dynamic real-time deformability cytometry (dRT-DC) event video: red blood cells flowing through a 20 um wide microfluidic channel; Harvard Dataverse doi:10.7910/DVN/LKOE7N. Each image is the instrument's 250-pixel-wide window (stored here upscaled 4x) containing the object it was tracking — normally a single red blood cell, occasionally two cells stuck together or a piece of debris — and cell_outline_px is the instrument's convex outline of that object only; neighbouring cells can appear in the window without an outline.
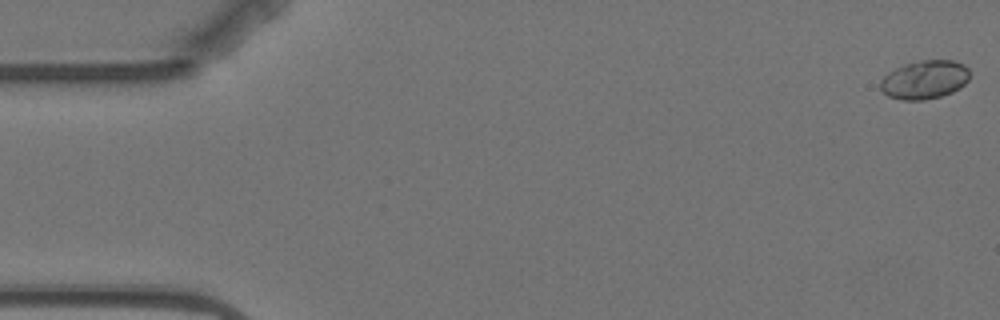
{"species": "Egyptian fruit bat (a non-hibernating species)", "species_latin": "Rousettus aegyptiacus", "temperature_condition": "warm", "stored_images_in_passage": 10, "camera_frame_rate_fps": 3000, "um_per_image_px": 0.085, "animal": {"sex": "female"}, "frame": {"image": 1, "passage_image": 1, "time_ms": 0.0, "image_size_px": [1000, 320], "cell_outline_px": [[968, 80], [960, 88], [952, 92], [940, 96], [924, 100], [900, 100], [888, 96], [880, 88], [880, 80], [888, 72], [904, 64], [920, 60], [952, 60], [964, 64], [968, 68]], "centroid_in_image_um": [78.58, 6.77], "position_along_channel_um": 6.4, "area_um2": 20.11}}
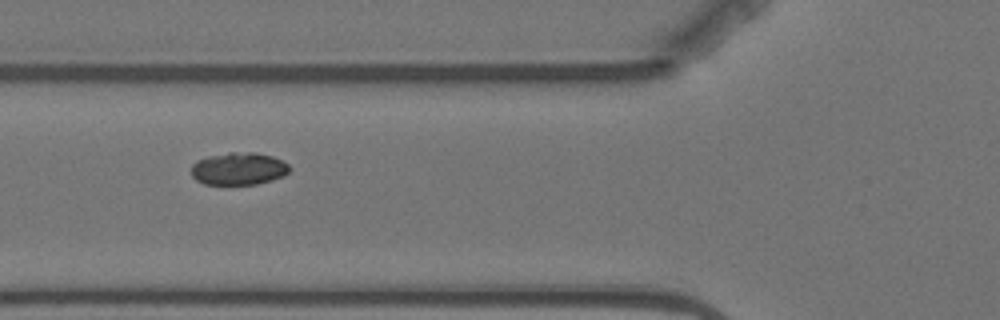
{"frame": {"image": 2, "passage_image": 6, "time_ms": 6.667, "image_size_px": [1000, 320], "cell_outline_px": [[292, 168], [284, 176], [272, 180], [256, 184], [204, 184], [196, 180], [192, 176], [192, 164], [196, 160], [208, 156], [228, 152], [256, 152], [272, 156], [288, 164]], "centroid_in_image_um": [20.29, 14.33], "position_along_channel_um": 105.5, "area_um2": 18.73}}
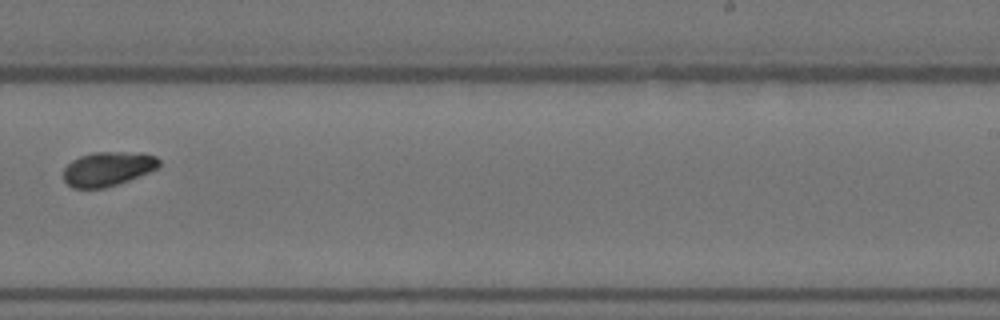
{"frame": {"image": 3, "passage_image": 10, "time_ms": 11.667, "image_size_px": [1000, 320], "cell_outline_px": [[160, 168], [140, 176], [104, 188], [72, 188], [64, 180], [64, 168], [72, 160], [80, 156], [96, 152], [140, 152], [156, 156], [160, 160]], "centroid_in_image_um": [9.2, 14.34], "position_along_channel_um": 279.8, "area_um2": 19.19}}